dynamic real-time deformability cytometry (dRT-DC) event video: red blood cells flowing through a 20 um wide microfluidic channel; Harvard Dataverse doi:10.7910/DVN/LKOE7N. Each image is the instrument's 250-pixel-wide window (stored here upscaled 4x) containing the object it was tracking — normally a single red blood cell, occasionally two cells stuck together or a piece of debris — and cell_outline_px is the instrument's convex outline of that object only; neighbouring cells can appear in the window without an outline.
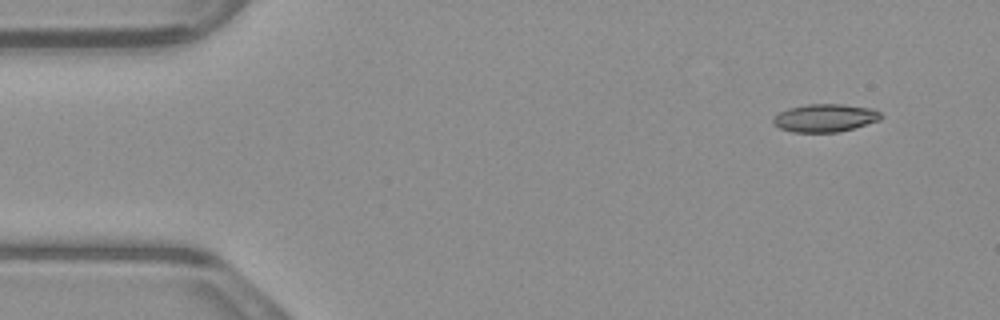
{"species": "common noctule bat (a hibernating species)", "species_latin": "Nyctalus noctula", "temperature_condition": "warm", "stored_images_in_passage": 49, "camera_frame_rate_fps": 3000, "um_per_image_px": 0.085, "animal": {"sex": "male", "body_mass_g": 23.1, "forearm_length_mm": 52.7}, "frame": {"image": 1, "passage_image": 1, "time_ms": 0.0, "image_size_px": [1000, 320], "cell_outline_px": [[884, 116], [880, 120], [840, 132], [792, 132], [780, 128], [772, 124], [772, 116], [788, 108], [804, 104], [844, 104], [872, 108], [880, 112]], "centroid_in_image_um": [70.11, 10.02], "position_along_channel_um": 14.9, "area_um2": 17.8}}
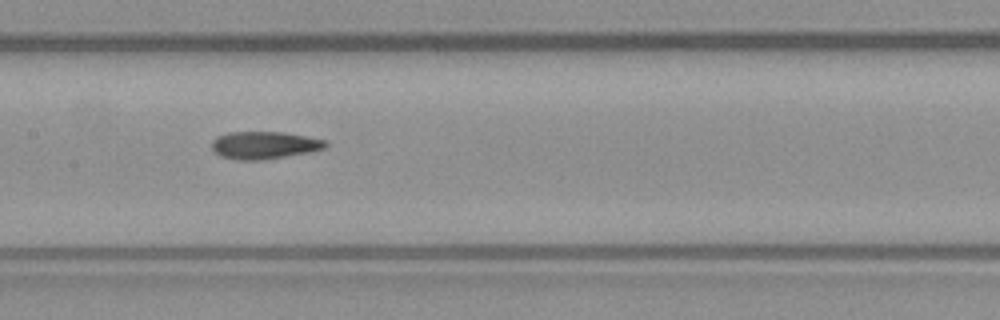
{"frame": {"image": 2, "passage_image": 22, "time_ms": 7.0, "image_size_px": [1000, 320], "cell_outline_px": [[328, 144], [324, 148], [308, 152], [264, 160], [236, 160], [220, 156], [212, 152], [212, 140], [216, 136], [228, 132], [284, 132], [324, 140]], "centroid_in_image_um": [22.38, 12.34], "position_along_channel_um": 185.0, "area_um2": 18.26}}
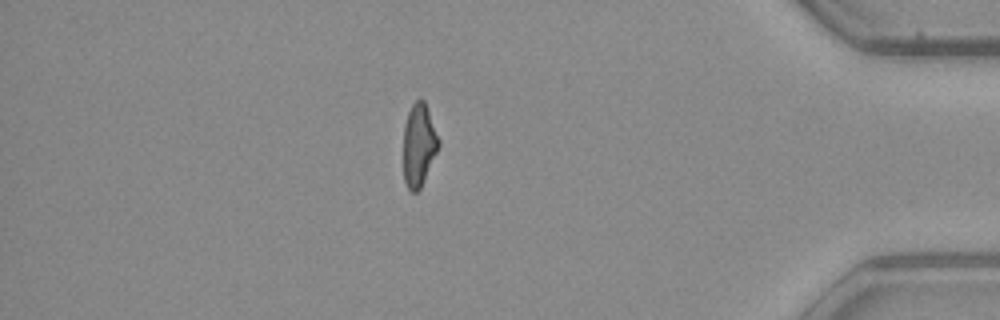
{"frame": {"image": 3, "passage_image": 42, "time_ms": 13.667, "image_size_px": [1000, 320], "cell_outline_px": [[440, 144], [420, 188], [416, 192], [412, 192], [408, 188], [404, 180], [404, 124], [408, 112], [412, 104], [420, 96], [424, 100], [440, 140]], "centroid_in_image_um": [35.6, 12.28], "position_along_channel_um": 399.6, "area_um2": 16.82}, "authors_computed_cell_mechanics": {"area_um2": 18.0336, "velocity_mm_per_s": 3.9046, "shape_relaxation_time_tau1_ms": null, "shape_relaxation_time_tau2_ms": 3.6745, "deformation_change_tau1": null, "deformation_change_tau2": 0.1211}}